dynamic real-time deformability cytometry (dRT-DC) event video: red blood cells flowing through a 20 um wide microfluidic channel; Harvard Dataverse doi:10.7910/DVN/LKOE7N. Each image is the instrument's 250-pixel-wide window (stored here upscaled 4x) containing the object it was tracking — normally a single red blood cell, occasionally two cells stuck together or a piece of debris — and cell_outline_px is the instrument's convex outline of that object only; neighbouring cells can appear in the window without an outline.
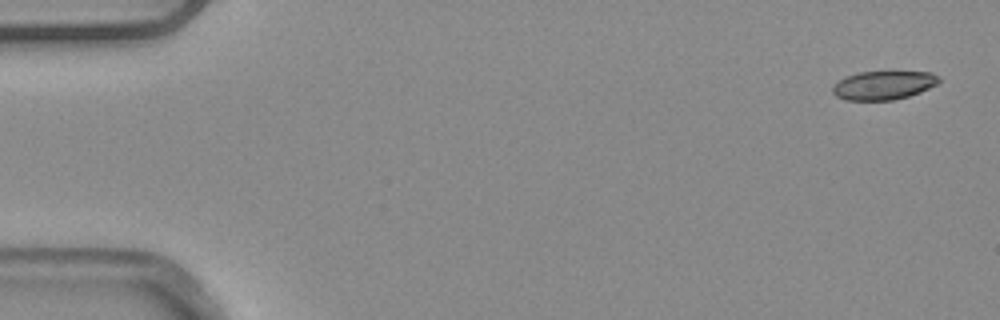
{"species": "common noctule bat (a hibernating species)", "species_latin": "Nyctalus noctula", "temperature_condition": "warm", "stored_images_in_passage": 5, "camera_frame_rate_fps": 3000, "um_per_image_px": 0.085, "animal": {"sex": "male", "body_mass_g": 20.4}, "frame": {"image": 1, "passage_image": 1, "time_ms": 0.0, "image_size_px": [1000, 320], "cell_outline_px": [[940, 80], [936, 84], [920, 92], [908, 96], [892, 100], [844, 100], [836, 96], [832, 92], [832, 84], [844, 76], [856, 72], [932, 72], [940, 76]], "centroid_in_image_um": [75.04, 7.24], "position_along_channel_um": 10.0, "area_um2": 17.92}}
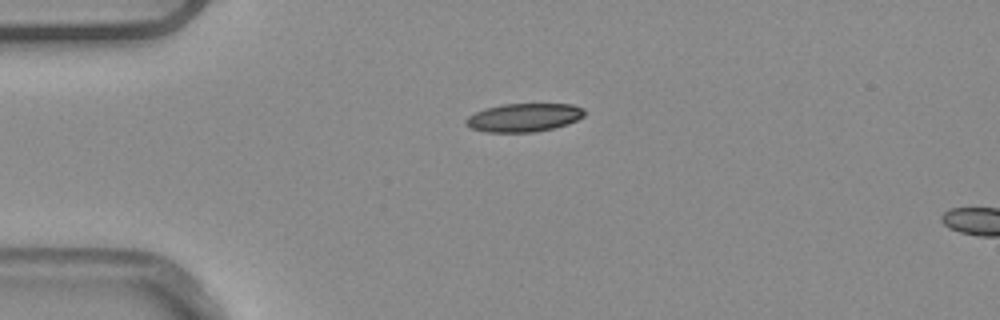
{"frame": {"image": 2, "passage_image": 4, "time_ms": 1.0, "image_size_px": [1000, 320], "cell_outline_px": [[584, 116], [568, 124], [552, 128], [532, 132], [484, 132], [472, 128], [464, 124], [464, 120], [468, 116], [484, 108], [504, 104], [572, 104], [584, 108]], "centroid_in_image_um": [44.5, 9.99], "position_along_channel_um": 40.5, "area_um2": 19.59}}